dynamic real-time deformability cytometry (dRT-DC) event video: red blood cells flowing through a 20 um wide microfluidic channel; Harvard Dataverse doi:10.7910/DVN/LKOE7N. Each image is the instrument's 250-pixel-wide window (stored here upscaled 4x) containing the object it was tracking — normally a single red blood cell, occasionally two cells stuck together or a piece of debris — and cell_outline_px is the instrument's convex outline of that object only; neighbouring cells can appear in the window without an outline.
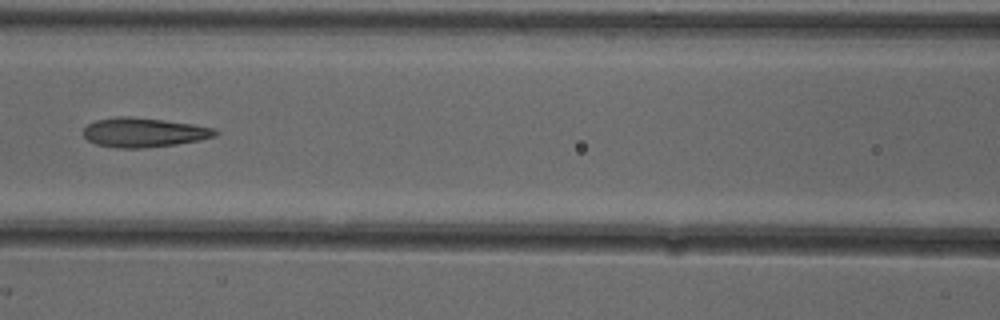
{"species": "common noctule bat (a hibernating species)", "species_latin": "Nyctalus noctula", "temperature_condition": "cold", "stored_images_in_passage": 7, "camera_frame_rate_fps": 3000, "um_per_image_px": 0.085, "animal": {"sex": "female"}, "frame": {"image": 1, "passage_image": 6, "time_ms": 1.667, "image_size_px": [1000, 320], "cell_outline_px": [[220, 132], [216, 136], [200, 140], [176, 144], [140, 148], [120, 148], [96, 144], [88, 140], [84, 136], [84, 128], [88, 124], [96, 120], [116, 116], [128, 116], [164, 120], [192, 124], [216, 128]], "centroid_in_image_um": [12.25, 11.25], "position_along_channel_um": 154.4, "area_um2": 22.54}}
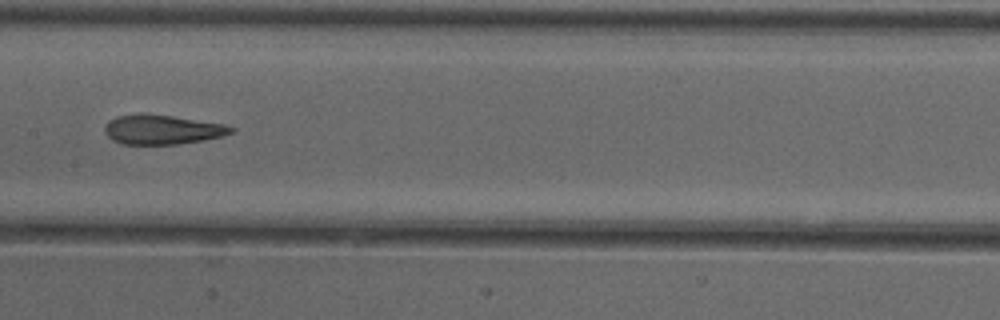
{"frame": {"image": 2, "passage_image": 7, "time_ms": 2.0, "image_size_px": [1000, 320], "cell_outline_px": [[236, 128], [232, 132], [220, 136], [204, 140], [176, 144], [120, 144], [112, 140], [104, 132], [104, 124], [108, 120], [116, 116], [140, 112], [172, 116], [224, 124]], "centroid_in_image_um": [13.71, 11.0], "position_along_channel_um": 193.7, "area_um2": 21.91}}